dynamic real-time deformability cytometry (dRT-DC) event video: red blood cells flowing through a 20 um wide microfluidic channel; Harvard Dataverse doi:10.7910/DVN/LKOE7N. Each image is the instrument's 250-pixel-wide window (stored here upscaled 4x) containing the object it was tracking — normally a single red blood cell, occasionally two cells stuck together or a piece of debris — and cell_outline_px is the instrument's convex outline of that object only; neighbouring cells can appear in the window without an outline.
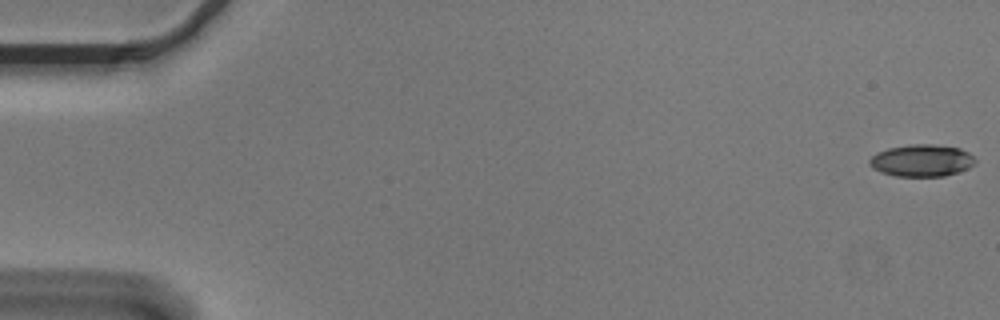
{"species": "Egyptian fruit bat (a non-hibernating species)", "species_latin": "Rousettus aegyptiacus", "temperature_condition": "cold", "stored_images_in_passage": 56, "camera_frame_rate_fps": 3000, "um_per_image_px": 0.085, "animal": {"sex": "male"}, "frame": {"image": 1, "passage_image": 1, "time_ms": 0.0, "image_size_px": [1000, 320], "cell_outline_px": [[976, 160], [968, 168], [960, 172], [944, 176], [896, 176], [880, 172], [872, 168], [868, 164], [868, 160], [876, 152], [888, 148], [912, 144], [932, 144], [960, 148], [968, 152]], "centroid_in_image_um": [78.31, 13.64], "position_along_channel_um": 6.7, "area_um2": 19.83}}
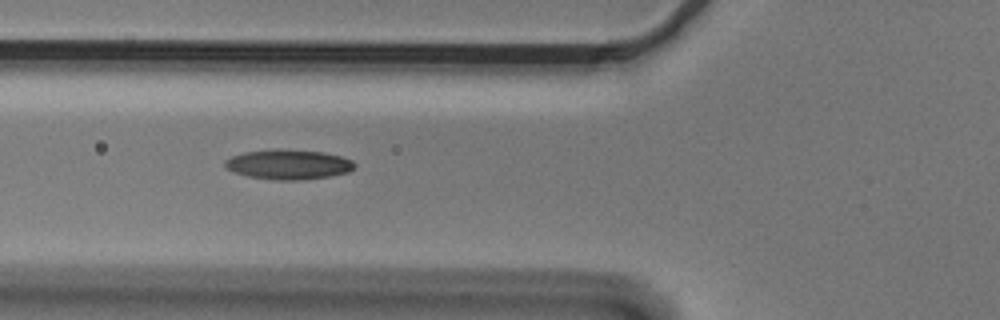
{"frame": {"image": 2, "passage_image": 21, "time_ms": 6.667, "image_size_px": [1000, 320], "cell_outline_px": [[356, 164], [348, 172], [328, 176], [300, 180], [276, 180], [248, 176], [224, 168], [224, 160], [232, 156], [244, 152], [280, 148], [324, 152], [340, 156], [352, 160]], "centroid_in_image_um": [24.49, 13.96], "position_along_channel_um": 101.3, "area_um2": 22.54}}
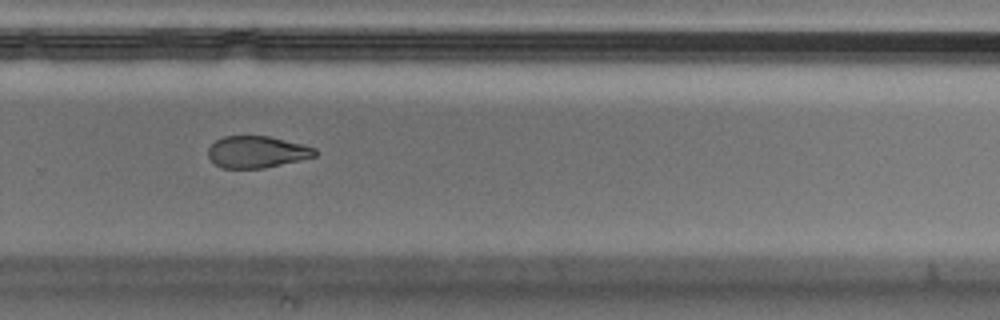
{"frame": {"image": 3, "passage_image": 38, "time_ms": 12.333, "image_size_px": [1000, 320], "cell_outline_px": [[316, 156], [300, 160], [264, 168], [220, 168], [208, 156], [208, 148], [216, 140], [224, 136], [268, 136], [316, 148]], "centroid_in_image_um": [21.81, 12.92], "position_along_channel_um": 308.0, "area_um2": 19.59}, "authors_computed_cell_mechanics": {"area_um2": 21.2993, "velocity_mm_per_s": 3.6438, "shape_relaxation_time_tau1_ms": 7.6464, "shape_relaxation_time_tau2_ms": null, "deformation_change_tau1": 0.1663, "deformation_change_tau2": null}}